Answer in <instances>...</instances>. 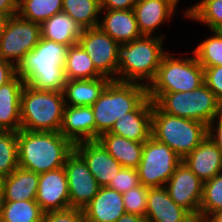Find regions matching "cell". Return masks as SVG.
Wrapping results in <instances>:
<instances>
[{
	"instance_id": "6da1fadb",
	"label": "cell",
	"mask_w": 222,
	"mask_h": 222,
	"mask_svg": "<svg viewBox=\"0 0 222 222\" xmlns=\"http://www.w3.org/2000/svg\"><path fill=\"white\" fill-rule=\"evenodd\" d=\"M74 144L60 132H17L18 165L35 173L64 167Z\"/></svg>"
},
{
	"instance_id": "7a4b0ae2",
	"label": "cell",
	"mask_w": 222,
	"mask_h": 222,
	"mask_svg": "<svg viewBox=\"0 0 222 222\" xmlns=\"http://www.w3.org/2000/svg\"><path fill=\"white\" fill-rule=\"evenodd\" d=\"M67 49V45L40 38L38 44L17 66V75L33 89L63 91Z\"/></svg>"
},
{
	"instance_id": "3957f363",
	"label": "cell",
	"mask_w": 222,
	"mask_h": 222,
	"mask_svg": "<svg viewBox=\"0 0 222 222\" xmlns=\"http://www.w3.org/2000/svg\"><path fill=\"white\" fill-rule=\"evenodd\" d=\"M163 37L142 36L121 44L116 81L138 83L148 87L166 54L162 46Z\"/></svg>"
},
{
	"instance_id": "277c9868",
	"label": "cell",
	"mask_w": 222,
	"mask_h": 222,
	"mask_svg": "<svg viewBox=\"0 0 222 222\" xmlns=\"http://www.w3.org/2000/svg\"><path fill=\"white\" fill-rule=\"evenodd\" d=\"M147 97L145 85L111 80L91 106L96 125V140L101 134L109 132L117 119L134 111Z\"/></svg>"
},
{
	"instance_id": "5b68a950",
	"label": "cell",
	"mask_w": 222,
	"mask_h": 222,
	"mask_svg": "<svg viewBox=\"0 0 222 222\" xmlns=\"http://www.w3.org/2000/svg\"><path fill=\"white\" fill-rule=\"evenodd\" d=\"M63 91L36 90L25 84L21 93V129L59 132L65 107Z\"/></svg>"
},
{
	"instance_id": "8992f818",
	"label": "cell",
	"mask_w": 222,
	"mask_h": 222,
	"mask_svg": "<svg viewBox=\"0 0 222 222\" xmlns=\"http://www.w3.org/2000/svg\"><path fill=\"white\" fill-rule=\"evenodd\" d=\"M150 100L164 113L206 124L220 113L222 105L205 84L189 92L148 93Z\"/></svg>"
},
{
	"instance_id": "52a82bcc",
	"label": "cell",
	"mask_w": 222,
	"mask_h": 222,
	"mask_svg": "<svg viewBox=\"0 0 222 222\" xmlns=\"http://www.w3.org/2000/svg\"><path fill=\"white\" fill-rule=\"evenodd\" d=\"M207 128L202 122L168 115L153 103L151 136L167 144L182 159L207 137Z\"/></svg>"
},
{
	"instance_id": "ba28073f",
	"label": "cell",
	"mask_w": 222,
	"mask_h": 222,
	"mask_svg": "<svg viewBox=\"0 0 222 222\" xmlns=\"http://www.w3.org/2000/svg\"><path fill=\"white\" fill-rule=\"evenodd\" d=\"M165 54L148 93L193 91L204 84V70L196 57L176 58Z\"/></svg>"
},
{
	"instance_id": "9c48e42d",
	"label": "cell",
	"mask_w": 222,
	"mask_h": 222,
	"mask_svg": "<svg viewBox=\"0 0 222 222\" xmlns=\"http://www.w3.org/2000/svg\"><path fill=\"white\" fill-rule=\"evenodd\" d=\"M182 158L167 144L150 137L143 143L138 170L140 184L148 188L164 187ZM163 184V185H162Z\"/></svg>"
},
{
	"instance_id": "30bf717a",
	"label": "cell",
	"mask_w": 222,
	"mask_h": 222,
	"mask_svg": "<svg viewBox=\"0 0 222 222\" xmlns=\"http://www.w3.org/2000/svg\"><path fill=\"white\" fill-rule=\"evenodd\" d=\"M41 25L21 18L19 15L7 18L0 40V58L16 67L39 42Z\"/></svg>"
},
{
	"instance_id": "8fae6325",
	"label": "cell",
	"mask_w": 222,
	"mask_h": 222,
	"mask_svg": "<svg viewBox=\"0 0 222 222\" xmlns=\"http://www.w3.org/2000/svg\"><path fill=\"white\" fill-rule=\"evenodd\" d=\"M78 44L87 52L96 70L110 80H116L120 44L101 28L84 29Z\"/></svg>"
},
{
	"instance_id": "7c38bea8",
	"label": "cell",
	"mask_w": 222,
	"mask_h": 222,
	"mask_svg": "<svg viewBox=\"0 0 222 222\" xmlns=\"http://www.w3.org/2000/svg\"><path fill=\"white\" fill-rule=\"evenodd\" d=\"M64 169L67 175L70 208L83 209L100 189L84 159L74 150L66 160Z\"/></svg>"
},
{
	"instance_id": "4fadbf2b",
	"label": "cell",
	"mask_w": 222,
	"mask_h": 222,
	"mask_svg": "<svg viewBox=\"0 0 222 222\" xmlns=\"http://www.w3.org/2000/svg\"><path fill=\"white\" fill-rule=\"evenodd\" d=\"M165 187L171 199L200 221V204L203 196V182L182 161L167 181Z\"/></svg>"
},
{
	"instance_id": "5bb4252c",
	"label": "cell",
	"mask_w": 222,
	"mask_h": 222,
	"mask_svg": "<svg viewBox=\"0 0 222 222\" xmlns=\"http://www.w3.org/2000/svg\"><path fill=\"white\" fill-rule=\"evenodd\" d=\"M36 202L44 212L70 209L69 188L64 167L39 174Z\"/></svg>"
},
{
	"instance_id": "9a60e30c",
	"label": "cell",
	"mask_w": 222,
	"mask_h": 222,
	"mask_svg": "<svg viewBox=\"0 0 222 222\" xmlns=\"http://www.w3.org/2000/svg\"><path fill=\"white\" fill-rule=\"evenodd\" d=\"M74 150L84 159L101 187L108 186L123 167L98 140L77 143Z\"/></svg>"
},
{
	"instance_id": "2e32d148",
	"label": "cell",
	"mask_w": 222,
	"mask_h": 222,
	"mask_svg": "<svg viewBox=\"0 0 222 222\" xmlns=\"http://www.w3.org/2000/svg\"><path fill=\"white\" fill-rule=\"evenodd\" d=\"M145 218L148 222H197L171 199L165 186L148 189Z\"/></svg>"
},
{
	"instance_id": "e0dca14e",
	"label": "cell",
	"mask_w": 222,
	"mask_h": 222,
	"mask_svg": "<svg viewBox=\"0 0 222 222\" xmlns=\"http://www.w3.org/2000/svg\"><path fill=\"white\" fill-rule=\"evenodd\" d=\"M153 102L147 97L134 111L115 121L109 133L135 142H145L151 137Z\"/></svg>"
},
{
	"instance_id": "ac0fdd59",
	"label": "cell",
	"mask_w": 222,
	"mask_h": 222,
	"mask_svg": "<svg viewBox=\"0 0 222 222\" xmlns=\"http://www.w3.org/2000/svg\"><path fill=\"white\" fill-rule=\"evenodd\" d=\"M74 145L96 140V125L91 106H66L59 131Z\"/></svg>"
},
{
	"instance_id": "d6986e66",
	"label": "cell",
	"mask_w": 222,
	"mask_h": 222,
	"mask_svg": "<svg viewBox=\"0 0 222 222\" xmlns=\"http://www.w3.org/2000/svg\"><path fill=\"white\" fill-rule=\"evenodd\" d=\"M182 161L202 182L210 180L222 172L221 151L208 135Z\"/></svg>"
},
{
	"instance_id": "ffe728a7",
	"label": "cell",
	"mask_w": 222,
	"mask_h": 222,
	"mask_svg": "<svg viewBox=\"0 0 222 222\" xmlns=\"http://www.w3.org/2000/svg\"><path fill=\"white\" fill-rule=\"evenodd\" d=\"M82 210L86 222H116L125 213L123 195L107 186L100 187Z\"/></svg>"
},
{
	"instance_id": "44dd1931",
	"label": "cell",
	"mask_w": 222,
	"mask_h": 222,
	"mask_svg": "<svg viewBox=\"0 0 222 222\" xmlns=\"http://www.w3.org/2000/svg\"><path fill=\"white\" fill-rule=\"evenodd\" d=\"M25 81L16 75L0 86V131L18 132L21 129V93Z\"/></svg>"
},
{
	"instance_id": "7402d4cb",
	"label": "cell",
	"mask_w": 222,
	"mask_h": 222,
	"mask_svg": "<svg viewBox=\"0 0 222 222\" xmlns=\"http://www.w3.org/2000/svg\"><path fill=\"white\" fill-rule=\"evenodd\" d=\"M105 16L99 28L108 34L118 44L129 43L142 37L135 18L133 9L131 10H105Z\"/></svg>"
},
{
	"instance_id": "603a6c76",
	"label": "cell",
	"mask_w": 222,
	"mask_h": 222,
	"mask_svg": "<svg viewBox=\"0 0 222 222\" xmlns=\"http://www.w3.org/2000/svg\"><path fill=\"white\" fill-rule=\"evenodd\" d=\"M142 36H154L153 32L176 11L163 0H139L133 7Z\"/></svg>"
},
{
	"instance_id": "cb8c5ba5",
	"label": "cell",
	"mask_w": 222,
	"mask_h": 222,
	"mask_svg": "<svg viewBox=\"0 0 222 222\" xmlns=\"http://www.w3.org/2000/svg\"><path fill=\"white\" fill-rule=\"evenodd\" d=\"M110 81L107 77L66 80L63 89L65 105L92 106Z\"/></svg>"
},
{
	"instance_id": "d4e9b609",
	"label": "cell",
	"mask_w": 222,
	"mask_h": 222,
	"mask_svg": "<svg viewBox=\"0 0 222 222\" xmlns=\"http://www.w3.org/2000/svg\"><path fill=\"white\" fill-rule=\"evenodd\" d=\"M83 30L82 26L62 11L41 24V38L69 47L78 44Z\"/></svg>"
},
{
	"instance_id": "484cf974",
	"label": "cell",
	"mask_w": 222,
	"mask_h": 222,
	"mask_svg": "<svg viewBox=\"0 0 222 222\" xmlns=\"http://www.w3.org/2000/svg\"><path fill=\"white\" fill-rule=\"evenodd\" d=\"M39 174L17 167L3 178L4 201L36 200Z\"/></svg>"
},
{
	"instance_id": "4316f807",
	"label": "cell",
	"mask_w": 222,
	"mask_h": 222,
	"mask_svg": "<svg viewBox=\"0 0 222 222\" xmlns=\"http://www.w3.org/2000/svg\"><path fill=\"white\" fill-rule=\"evenodd\" d=\"M123 167L137 169L142 158L143 143L105 132L97 139Z\"/></svg>"
},
{
	"instance_id": "83f0119b",
	"label": "cell",
	"mask_w": 222,
	"mask_h": 222,
	"mask_svg": "<svg viewBox=\"0 0 222 222\" xmlns=\"http://www.w3.org/2000/svg\"><path fill=\"white\" fill-rule=\"evenodd\" d=\"M66 80L95 79L103 77L95 68L92 59L79 45L69 46L64 65Z\"/></svg>"
},
{
	"instance_id": "f1b7e54d",
	"label": "cell",
	"mask_w": 222,
	"mask_h": 222,
	"mask_svg": "<svg viewBox=\"0 0 222 222\" xmlns=\"http://www.w3.org/2000/svg\"><path fill=\"white\" fill-rule=\"evenodd\" d=\"M62 2V11L72 17L83 29L99 26L100 0H63Z\"/></svg>"
},
{
	"instance_id": "f546056e",
	"label": "cell",
	"mask_w": 222,
	"mask_h": 222,
	"mask_svg": "<svg viewBox=\"0 0 222 222\" xmlns=\"http://www.w3.org/2000/svg\"><path fill=\"white\" fill-rule=\"evenodd\" d=\"M44 213L36 200L4 201L0 220L2 222H42Z\"/></svg>"
},
{
	"instance_id": "4dcf8cb0",
	"label": "cell",
	"mask_w": 222,
	"mask_h": 222,
	"mask_svg": "<svg viewBox=\"0 0 222 222\" xmlns=\"http://www.w3.org/2000/svg\"><path fill=\"white\" fill-rule=\"evenodd\" d=\"M63 0H18L21 18L42 24L53 15L62 12Z\"/></svg>"
},
{
	"instance_id": "1f68e13d",
	"label": "cell",
	"mask_w": 222,
	"mask_h": 222,
	"mask_svg": "<svg viewBox=\"0 0 222 222\" xmlns=\"http://www.w3.org/2000/svg\"><path fill=\"white\" fill-rule=\"evenodd\" d=\"M184 15L204 23L211 31H222V0H201L187 9Z\"/></svg>"
},
{
	"instance_id": "d6a6232c",
	"label": "cell",
	"mask_w": 222,
	"mask_h": 222,
	"mask_svg": "<svg viewBox=\"0 0 222 222\" xmlns=\"http://www.w3.org/2000/svg\"><path fill=\"white\" fill-rule=\"evenodd\" d=\"M222 209V172L203 182L200 204V222H205L214 212Z\"/></svg>"
},
{
	"instance_id": "836d02e7",
	"label": "cell",
	"mask_w": 222,
	"mask_h": 222,
	"mask_svg": "<svg viewBox=\"0 0 222 222\" xmlns=\"http://www.w3.org/2000/svg\"><path fill=\"white\" fill-rule=\"evenodd\" d=\"M214 36L202 41L193 51L203 67L222 66V31H211Z\"/></svg>"
},
{
	"instance_id": "e575fe53",
	"label": "cell",
	"mask_w": 222,
	"mask_h": 222,
	"mask_svg": "<svg viewBox=\"0 0 222 222\" xmlns=\"http://www.w3.org/2000/svg\"><path fill=\"white\" fill-rule=\"evenodd\" d=\"M18 166L17 132L0 131V178L10 175Z\"/></svg>"
},
{
	"instance_id": "d590c367",
	"label": "cell",
	"mask_w": 222,
	"mask_h": 222,
	"mask_svg": "<svg viewBox=\"0 0 222 222\" xmlns=\"http://www.w3.org/2000/svg\"><path fill=\"white\" fill-rule=\"evenodd\" d=\"M148 189V187L140 184L122 194L126 213L137 214L145 217Z\"/></svg>"
},
{
	"instance_id": "8d00e7d4",
	"label": "cell",
	"mask_w": 222,
	"mask_h": 222,
	"mask_svg": "<svg viewBox=\"0 0 222 222\" xmlns=\"http://www.w3.org/2000/svg\"><path fill=\"white\" fill-rule=\"evenodd\" d=\"M138 185H140L138 170L122 167L118 175L112 179L107 187L123 194Z\"/></svg>"
},
{
	"instance_id": "74e56055",
	"label": "cell",
	"mask_w": 222,
	"mask_h": 222,
	"mask_svg": "<svg viewBox=\"0 0 222 222\" xmlns=\"http://www.w3.org/2000/svg\"><path fill=\"white\" fill-rule=\"evenodd\" d=\"M204 70V84L215 94L222 105V66L206 67Z\"/></svg>"
},
{
	"instance_id": "f35d334b",
	"label": "cell",
	"mask_w": 222,
	"mask_h": 222,
	"mask_svg": "<svg viewBox=\"0 0 222 222\" xmlns=\"http://www.w3.org/2000/svg\"><path fill=\"white\" fill-rule=\"evenodd\" d=\"M42 222H86L82 209L45 212Z\"/></svg>"
},
{
	"instance_id": "ab89813d",
	"label": "cell",
	"mask_w": 222,
	"mask_h": 222,
	"mask_svg": "<svg viewBox=\"0 0 222 222\" xmlns=\"http://www.w3.org/2000/svg\"><path fill=\"white\" fill-rule=\"evenodd\" d=\"M215 121L217 125L216 128L213 125ZM207 135L219 148L222 154V109L220 113L209 123L207 128Z\"/></svg>"
},
{
	"instance_id": "60d3db41",
	"label": "cell",
	"mask_w": 222,
	"mask_h": 222,
	"mask_svg": "<svg viewBox=\"0 0 222 222\" xmlns=\"http://www.w3.org/2000/svg\"><path fill=\"white\" fill-rule=\"evenodd\" d=\"M139 0H100L103 10H131Z\"/></svg>"
},
{
	"instance_id": "b9f144b4",
	"label": "cell",
	"mask_w": 222,
	"mask_h": 222,
	"mask_svg": "<svg viewBox=\"0 0 222 222\" xmlns=\"http://www.w3.org/2000/svg\"><path fill=\"white\" fill-rule=\"evenodd\" d=\"M17 75V67L0 58V86L7 84Z\"/></svg>"
},
{
	"instance_id": "7bdbcfd3",
	"label": "cell",
	"mask_w": 222,
	"mask_h": 222,
	"mask_svg": "<svg viewBox=\"0 0 222 222\" xmlns=\"http://www.w3.org/2000/svg\"><path fill=\"white\" fill-rule=\"evenodd\" d=\"M18 14V0H0V15L7 18Z\"/></svg>"
},
{
	"instance_id": "ee69618b",
	"label": "cell",
	"mask_w": 222,
	"mask_h": 222,
	"mask_svg": "<svg viewBox=\"0 0 222 222\" xmlns=\"http://www.w3.org/2000/svg\"><path fill=\"white\" fill-rule=\"evenodd\" d=\"M116 222H148V221L143 216L125 212Z\"/></svg>"
},
{
	"instance_id": "f6af8a7d",
	"label": "cell",
	"mask_w": 222,
	"mask_h": 222,
	"mask_svg": "<svg viewBox=\"0 0 222 222\" xmlns=\"http://www.w3.org/2000/svg\"><path fill=\"white\" fill-rule=\"evenodd\" d=\"M205 222H222V209L214 212Z\"/></svg>"
},
{
	"instance_id": "bcb514c9",
	"label": "cell",
	"mask_w": 222,
	"mask_h": 222,
	"mask_svg": "<svg viewBox=\"0 0 222 222\" xmlns=\"http://www.w3.org/2000/svg\"><path fill=\"white\" fill-rule=\"evenodd\" d=\"M6 22H7V17L0 15V40L2 38V34H3V30H4Z\"/></svg>"
},
{
	"instance_id": "7dc6e473",
	"label": "cell",
	"mask_w": 222,
	"mask_h": 222,
	"mask_svg": "<svg viewBox=\"0 0 222 222\" xmlns=\"http://www.w3.org/2000/svg\"><path fill=\"white\" fill-rule=\"evenodd\" d=\"M4 203V195H3V179L0 178V215H1V209L2 205Z\"/></svg>"
},
{
	"instance_id": "c3c4849f",
	"label": "cell",
	"mask_w": 222,
	"mask_h": 222,
	"mask_svg": "<svg viewBox=\"0 0 222 222\" xmlns=\"http://www.w3.org/2000/svg\"><path fill=\"white\" fill-rule=\"evenodd\" d=\"M163 1L167 2L170 6L176 9L177 4L179 3L180 0H163Z\"/></svg>"
}]
</instances>
